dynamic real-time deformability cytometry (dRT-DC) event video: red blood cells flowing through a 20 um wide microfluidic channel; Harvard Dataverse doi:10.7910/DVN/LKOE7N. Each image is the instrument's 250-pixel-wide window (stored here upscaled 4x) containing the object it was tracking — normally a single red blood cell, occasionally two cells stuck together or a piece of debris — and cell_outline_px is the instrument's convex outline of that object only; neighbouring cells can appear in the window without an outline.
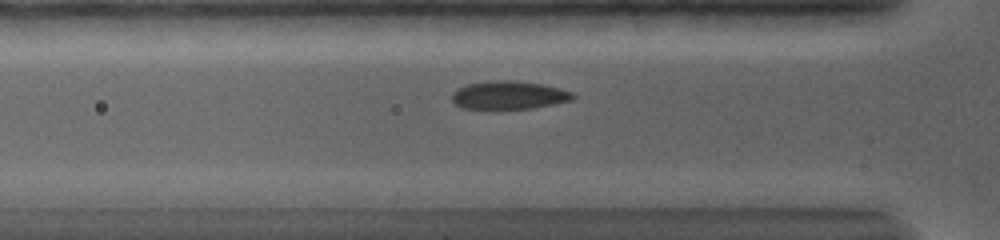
{"species": "common noctule bat (a hibernating species)", "species_latin": "Nyctalus noctula", "temperature_condition": "warm", "stored_images_in_passage": 21, "camera_frame_rate_fps": 5000, "um_per_image_px": 0.085, "animal": {"sex": "female", "body_mass_g": 19.0, "forearm_length_mm": 56.7}, "frame": {"image": 1, "passage_image": 10, "time_ms": 3.6, "image_size_px": [1000, 240], "cell_outline_px": [[576, 96], [572, 100], [532, 108], [496, 112], [488, 112], [460, 108], [452, 100], [452, 92], [468, 84], [488, 80], [512, 80], [540, 84], [560, 88], [572, 92]], "centroid_in_image_um": [43.18, 8.14], "position_along_channel_um": 82.6, "area_um2": 20.81}}
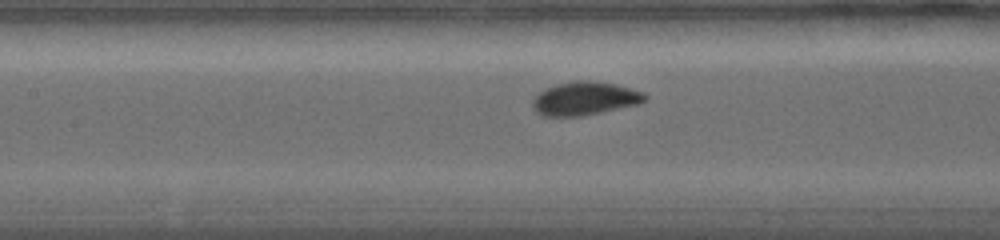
{"frame": {"image": 2, "passage_image": 15, "time_ms": 5.6, "image_size_px": [1000, 240], "cell_outline_px": [[648, 96], [640, 104], [580, 116], [540, 116], [532, 108], [532, 100], [540, 92], [556, 84], [576, 80], [588, 80], [616, 84], [644, 92]], "centroid_in_image_um": [49.7, 8.37], "position_along_channel_um": 157.7, "area_um2": 21.85}}
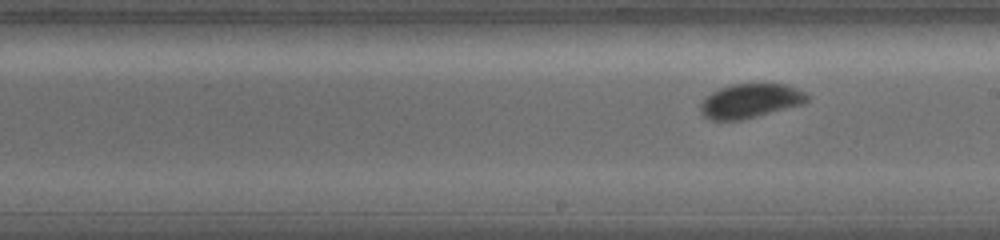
{"frame": {"image": 3, "passage_image": 20, "time_ms": 7.4, "image_size_px": [1000, 240], "cell_outline_px": [[808, 100], [800, 104], [756, 116], [740, 120], [712, 120], [704, 116], [700, 112], [700, 104], [704, 96], [720, 88], [732, 84], [784, 84], [796, 88], [804, 92], [808, 96]], "centroid_in_image_um": [63.7, 8.57], "position_along_channel_um": 225.3, "area_um2": 20.98}}